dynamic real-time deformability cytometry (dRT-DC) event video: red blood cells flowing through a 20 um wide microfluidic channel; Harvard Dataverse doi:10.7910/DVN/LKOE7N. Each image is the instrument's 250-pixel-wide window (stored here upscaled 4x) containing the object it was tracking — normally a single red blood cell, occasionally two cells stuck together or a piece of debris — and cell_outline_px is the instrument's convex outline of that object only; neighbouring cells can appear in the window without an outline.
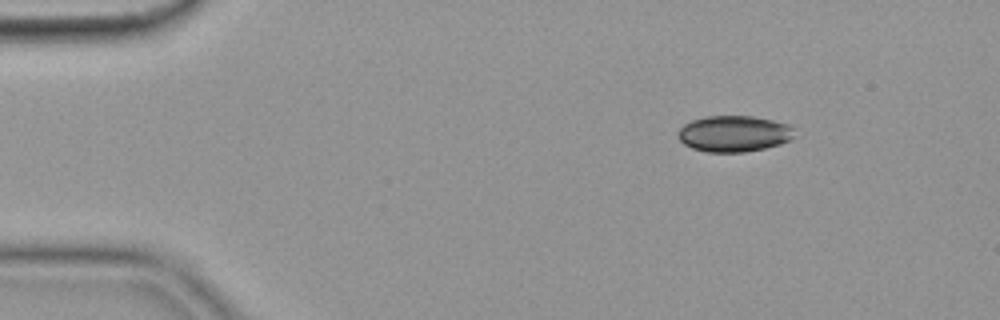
{"species": "common noctule bat (a hibernating species)", "species_latin": "Nyctalus noctula", "temperature_condition": "cold", "stored_images_in_passage": 8, "camera_frame_rate_fps": 3000, "um_per_image_px": 0.085, "animal": {"sex": "female", "body_mass_g": 19.9}, "frame": {"image": 1, "passage_image": 1, "time_ms": 0.0, "image_size_px": [1000, 320], "cell_outline_px": [[796, 136], [792, 140], [780, 144], [764, 148], [744, 152], [704, 152], [692, 148], [684, 144], [680, 140], [680, 128], [684, 124], [692, 120], [704, 116], [752, 116], [772, 120], [788, 124], [792, 128]], "centroid_in_image_um": [62.41, 11.36], "position_along_channel_um": 22.6, "area_um2": 24.57}}